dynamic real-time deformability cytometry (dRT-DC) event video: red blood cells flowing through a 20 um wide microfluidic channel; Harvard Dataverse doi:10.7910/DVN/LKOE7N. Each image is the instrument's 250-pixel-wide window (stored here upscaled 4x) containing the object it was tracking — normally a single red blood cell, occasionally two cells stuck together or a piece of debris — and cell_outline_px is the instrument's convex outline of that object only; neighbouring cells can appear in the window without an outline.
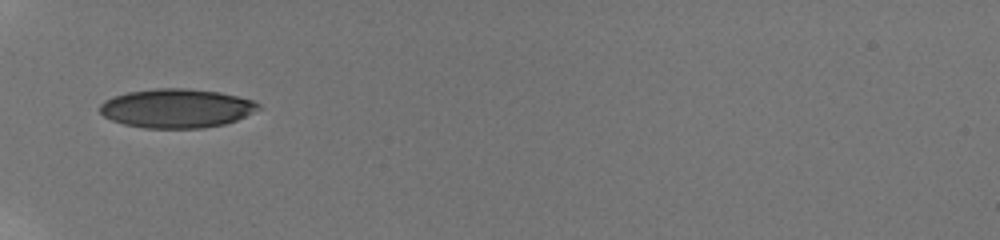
{"species": "human", "species_latin": "Homo sapiens", "temperature_condition": "room temperature", "stored_images_in_passage": 34, "camera_frame_rate_fps": 3000, "um_per_image_px": 0.085, "donor": {"sex": "male"}, "frame": {"image": 1, "passage_image": 1, "time_ms": 0.0, "image_size_px": [1000, 240], "cell_outline_px": [[260, 108], [236, 120], [224, 124], [204, 128], [144, 128], [124, 124], [112, 120], [104, 116], [100, 112], [100, 104], [104, 100], [128, 92], [156, 88], [188, 88], [220, 92], [252, 100], [260, 104]], "centroid_in_image_um": [14.99, 9.2], "position_along_channel_um": 70.0, "area_um2": 35.89}}
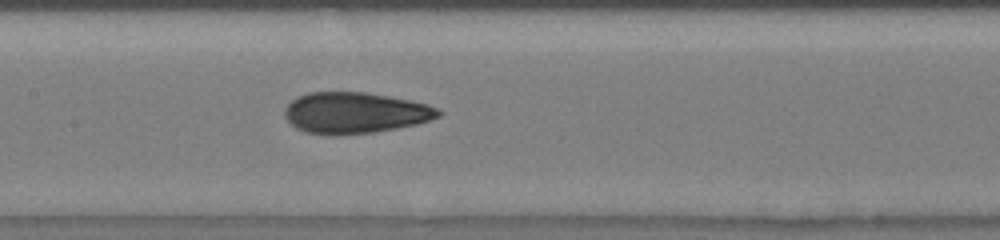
{"frame": {"image": 2, "passage_image": 14, "time_ms": 3.0, "image_size_px": [1000, 240], "cell_outline_px": [[444, 112], [440, 116], [416, 124], [396, 128], [372, 132], [304, 132], [296, 128], [284, 116], [284, 108], [296, 96], [308, 92], [364, 92], [412, 100], [428, 104], [440, 108]], "centroid_in_image_um": [30.21, 9.54], "position_along_channel_um": 177.2, "area_um2": 36.13}}
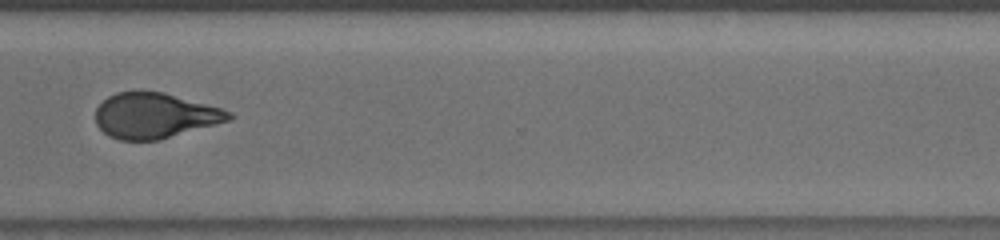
{"frame": {"image": 3, "passage_image": 28, "time_ms": 7.667, "image_size_px": [1000, 240], "cell_outline_px": [[236, 116], [232, 120], [160, 140], [120, 140], [108, 136], [96, 124], [96, 108], [108, 96], [116, 92], [164, 92], [220, 108], [232, 112]], "centroid_in_image_um": [13.18, 9.84], "position_along_channel_um": 357.4, "area_um2": 35.26}, "authors_computed_cell_mechanics": {"area_um2": 36.3562, "velocity_mm_per_s": 3.871, "shape_relaxation_time_tau1_ms": 6.2919, "shape_relaxation_time_tau2_ms": 1.1106, "deformation_change_tau1": 0.1935, "deformation_change_tau2": 0.0664}}